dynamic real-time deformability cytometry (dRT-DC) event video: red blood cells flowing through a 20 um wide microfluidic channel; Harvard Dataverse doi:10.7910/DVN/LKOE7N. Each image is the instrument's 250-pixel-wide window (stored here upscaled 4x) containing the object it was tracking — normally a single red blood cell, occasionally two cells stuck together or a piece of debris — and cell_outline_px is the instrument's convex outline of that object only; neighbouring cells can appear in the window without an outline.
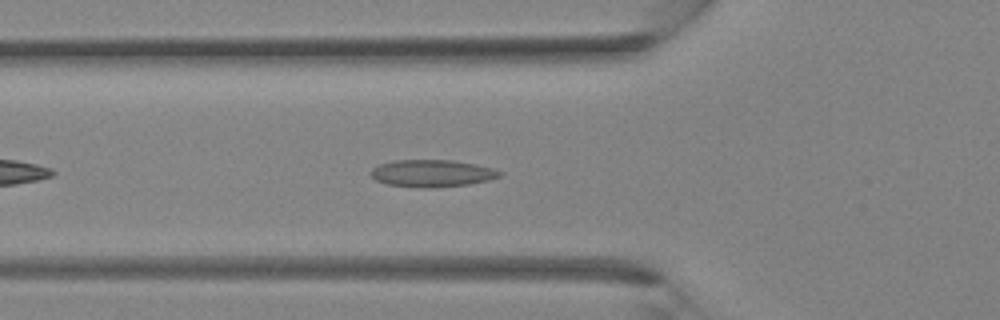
{"species": "Egyptian fruit bat (a non-hibernating species)", "species_latin": "Rousettus aegyptiacus", "temperature_condition": "room temperature", "stored_images_in_passage": 29, "camera_frame_rate_fps": 3000, "um_per_image_px": 0.085, "animal": {"sex": "female"}, "frame": {"image": 1, "passage_image": 5, "time_ms": 1.333, "image_size_px": [1000, 320], "cell_outline_px": [[504, 172], [500, 176], [488, 180], [468, 184], [428, 188], [424, 188], [388, 184], [376, 180], [368, 172], [372, 168], [380, 164], [396, 160], [452, 160], [476, 164], [492, 168]], "centroid_in_image_um": [36.72, 14.72], "position_along_channel_um": 89.1, "area_um2": 20.29}}
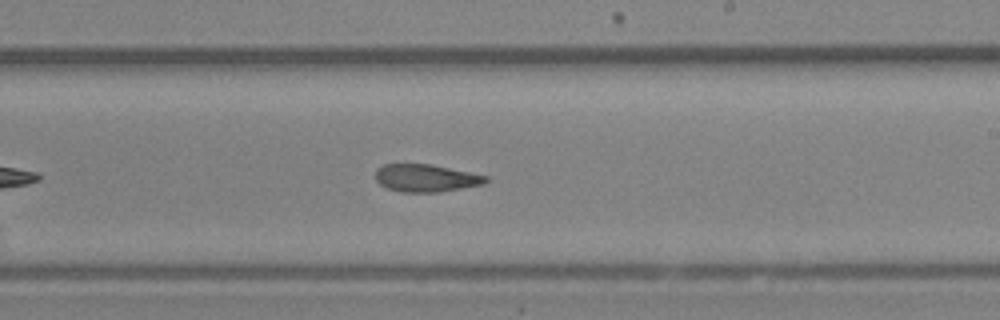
{"frame": {"image": 2, "passage_image": 14, "time_ms": 4.333, "image_size_px": [1000, 320], "cell_outline_px": [[488, 180], [484, 184], [440, 192], [400, 192], [388, 188], [380, 184], [376, 180], [376, 168], [384, 164], [432, 164], [488, 176]], "centroid_in_image_um": [36.2, 15.13], "position_along_channel_um": 252.8, "area_um2": 17.74}}
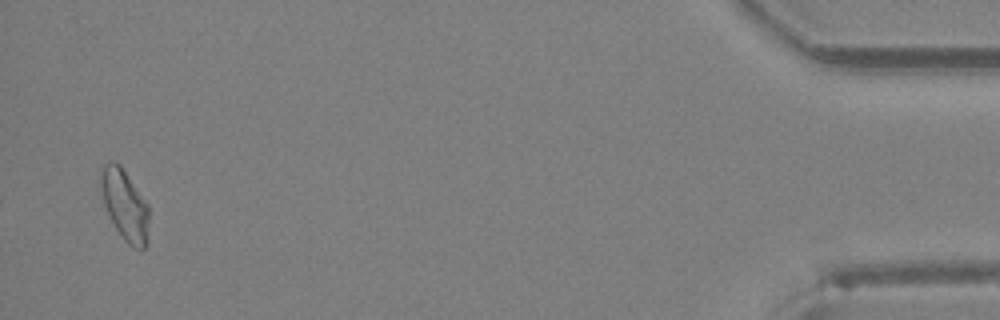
{"frame": {"image": 3, "passage_image": 28, "time_ms": 9.0, "image_size_px": [1000, 320], "cell_outline_px": [[148, 244], [144, 248], [132, 248], [124, 240], [116, 228], [104, 204], [100, 188], [100, 172], [104, 164], [112, 160], [116, 160], [120, 164], [148, 204]], "centroid_in_image_um": [10.61, 17.4], "position_along_channel_um": 424.6, "area_um2": 19.88}}